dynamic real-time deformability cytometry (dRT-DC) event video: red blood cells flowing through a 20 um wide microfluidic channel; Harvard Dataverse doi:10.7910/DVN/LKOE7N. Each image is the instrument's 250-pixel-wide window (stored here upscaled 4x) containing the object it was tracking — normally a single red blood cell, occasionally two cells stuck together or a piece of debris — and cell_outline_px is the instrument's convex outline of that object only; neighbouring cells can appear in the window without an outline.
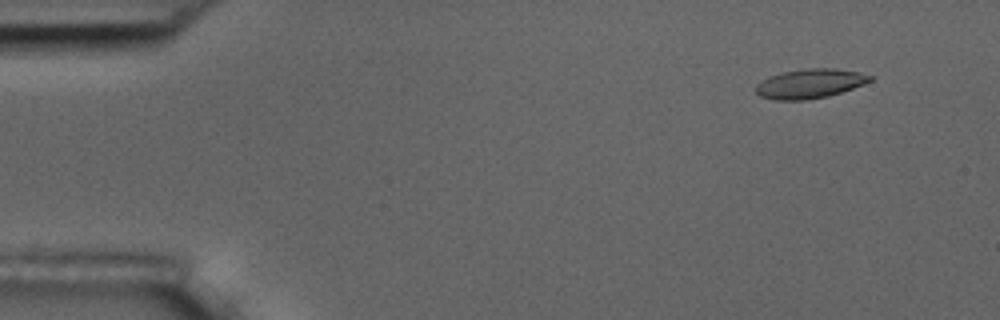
{"species": "common noctule bat (a hibernating species)", "species_latin": "Nyctalus noctula", "temperature_condition": "room temperature", "stored_images_in_passage": 5, "camera_frame_rate_fps": 3000, "um_per_image_px": 0.085, "animal": {"sex": "male", "body_mass_g": 17.5, "forearm_length_mm": 52.3}, "frame": {"image": 1, "passage_image": 2, "time_ms": 1.0, "image_size_px": [1000, 320], "cell_outline_px": [[876, 76], [872, 80], [864, 84], [828, 96], [808, 100], [776, 100], [760, 96], [756, 92], [756, 84], [768, 76], [784, 72], [808, 68], [836, 68]], "centroid_in_image_um": [68.84, 7.11], "position_along_channel_um": 16.2, "area_um2": 19.54}}
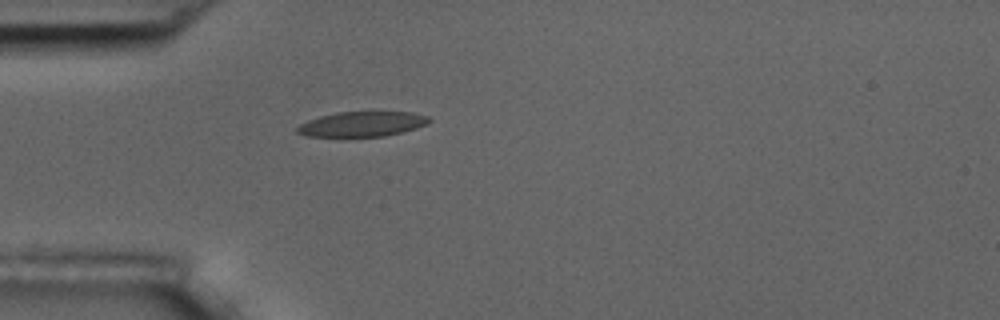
{"frame": {"image": 2, "passage_image": 5, "time_ms": 4.667, "image_size_px": [1000, 320], "cell_outline_px": [[432, 120], [428, 124], [416, 128], [384, 136], [308, 136], [296, 132], [296, 128], [300, 124], [308, 120], [320, 116], [336, 112], [412, 112], [428, 116]], "centroid_in_image_um": [30.79, 10.53], "position_along_channel_um": 54.2, "area_um2": 19.07}}